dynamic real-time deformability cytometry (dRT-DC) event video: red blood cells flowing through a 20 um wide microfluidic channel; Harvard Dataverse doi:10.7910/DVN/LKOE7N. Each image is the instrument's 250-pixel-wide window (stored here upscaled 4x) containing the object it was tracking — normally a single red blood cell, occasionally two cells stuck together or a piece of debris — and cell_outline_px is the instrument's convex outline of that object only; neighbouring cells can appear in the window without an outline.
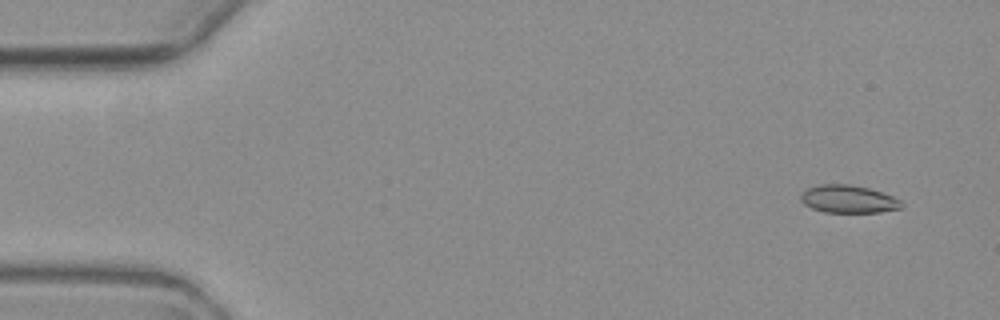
{"species": "common noctule bat (a hibernating species)", "species_latin": "Nyctalus noctula", "temperature_condition": "warm", "stored_images_in_passage": 5, "camera_frame_rate_fps": 3000, "um_per_image_px": 0.085, "animal": {"sex": "female", "body_mass_g": 19.3, "forearm_length_mm": 54.1}, "frame": {"image": 1, "passage_image": 1, "time_ms": 0.0, "image_size_px": [1000, 320], "cell_outline_px": [[904, 204], [900, 208], [880, 212], [824, 212], [812, 208], [804, 204], [800, 200], [800, 192], [808, 188], [820, 184], [848, 184], [868, 188], [892, 196], [900, 200]], "centroid_in_image_um": [72.07, 16.92], "position_along_channel_um": 12.9, "area_um2": 16.24}}